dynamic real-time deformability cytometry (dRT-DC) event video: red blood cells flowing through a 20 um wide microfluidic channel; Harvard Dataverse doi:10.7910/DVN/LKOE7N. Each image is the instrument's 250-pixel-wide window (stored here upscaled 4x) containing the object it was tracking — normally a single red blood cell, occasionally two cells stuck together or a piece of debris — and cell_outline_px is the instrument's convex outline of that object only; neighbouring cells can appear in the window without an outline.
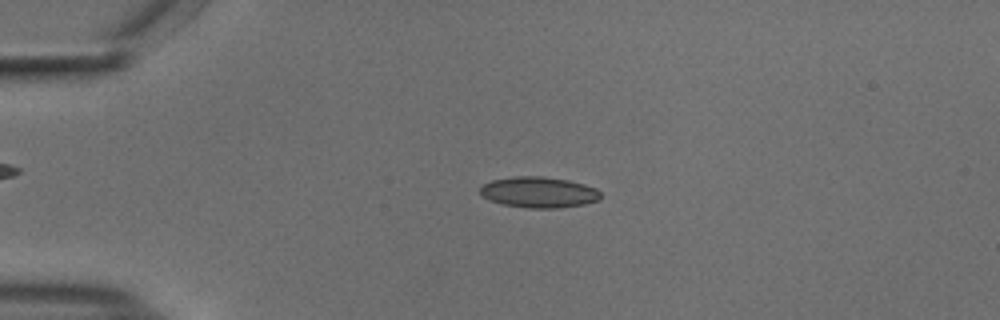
{"species": "common noctule bat (a hibernating species)", "species_latin": "Nyctalus noctula", "temperature_condition": "cold", "stored_images_in_passage": 53, "camera_frame_rate_fps": 3000, "um_per_image_px": 0.085, "animal": {"sex": "male", "body_mass_g": 18.8}, "frame": {"image": 1, "passage_image": 12, "time_ms": 3.667, "image_size_px": [1000, 320], "cell_outline_px": [[600, 200], [584, 204], [560, 208], [528, 208], [504, 204], [488, 200], [480, 196], [480, 188], [484, 184], [492, 180], [512, 176], [540, 176], [568, 180], [584, 184], [596, 188], [600, 192]], "centroid_in_image_um": [45.79, 16.34], "position_along_channel_um": 39.2, "area_um2": 21.79}}
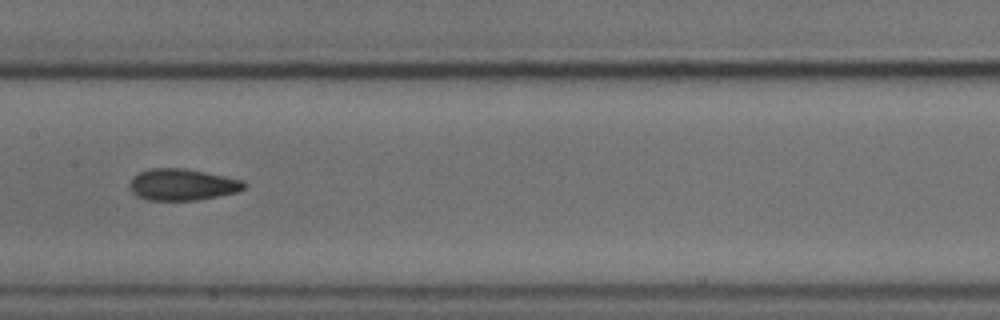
{"frame": {"image": 2, "passage_image": 27, "time_ms": 8.667, "image_size_px": [1000, 320], "cell_outline_px": [[248, 184], [244, 188], [236, 192], [196, 200], [148, 200], [136, 196], [128, 188], [128, 184], [132, 176], [140, 172], [152, 168], [184, 168], [244, 180]], "centroid_in_image_um": [15.45, 15.69], "position_along_channel_um": 191.9, "area_um2": 21.1}}
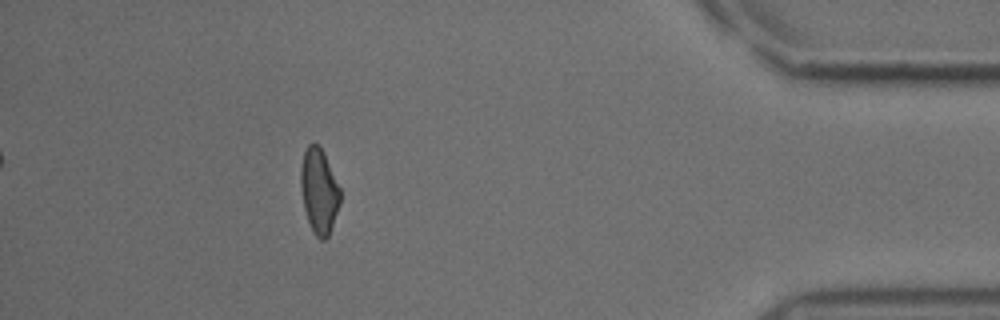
{"frame": {"image": 3, "passage_image": 48, "time_ms": 15.667, "image_size_px": [1000, 320], "cell_outline_px": [[340, 204], [328, 236], [324, 240], [320, 240], [316, 236], [308, 220], [304, 208], [300, 188], [300, 168], [304, 152], [308, 144], [316, 144], [324, 152], [340, 188]], "centroid_in_image_um": [27.11, 16.23], "position_along_channel_um": 408.1, "area_um2": 19.42}, "authors_computed_cell_mechanics": {"area_um2": 20.6346, "velocity_mm_per_s": 3.737, "shape_relaxation_time_tau1_ms": 5.8702, "shape_relaxation_time_tau2_ms": 3.6312, "deformation_change_tau1": 0.1293, "deformation_change_tau2": 0.0887}}